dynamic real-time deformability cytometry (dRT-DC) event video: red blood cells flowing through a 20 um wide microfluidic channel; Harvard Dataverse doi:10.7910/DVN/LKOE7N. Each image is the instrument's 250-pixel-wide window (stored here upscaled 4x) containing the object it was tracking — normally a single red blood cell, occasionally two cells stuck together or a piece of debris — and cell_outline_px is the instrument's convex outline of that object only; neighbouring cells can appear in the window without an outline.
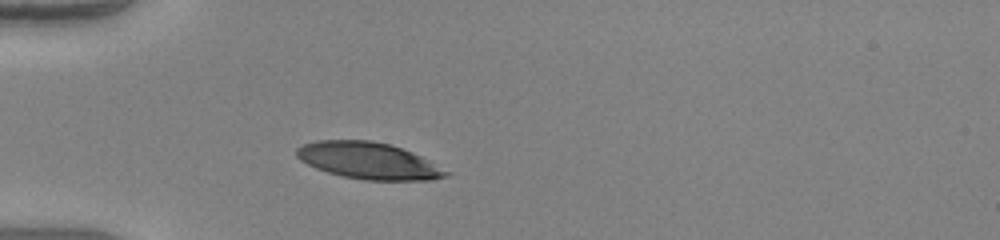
{"species": "human", "species_latin": "Homo sapiens", "temperature_condition": "warm", "stored_images_in_passage": 32, "camera_frame_rate_fps": 3000, "um_per_image_px": 0.085, "donor": {"sex": "female"}, "frame": {"image": 1, "passage_image": 1, "time_ms": 0.0, "image_size_px": [1000, 240], "cell_outline_px": [[452, 172], [448, 176], [432, 180], [364, 180], [344, 176], [328, 172], [316, 168], [300, 160], [296, 156], [296, 148], [304, 144], [316, 140], [372, 140], [388, 144], [412, 152]], "centroid_in_image_um": [31.34, 13.66], "position_along_channel_um": 53.7, "area_um2": 31.85}}
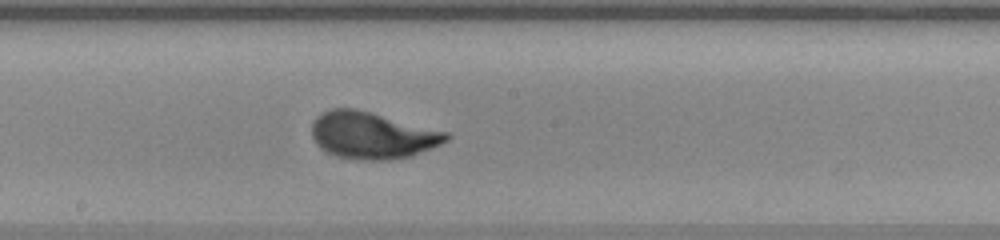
{"frame": {"image": 2, "passage_image": 14, "time_ms": 4.333, "image_size_px": [1000, 240], "cell_outline_px": [[452, 136], [448, 140], [440, 144], [412, 156], [388, 160], [364, 160], [340, 156], [328, 152], [320, 148], [312, 136], [312, 124], [316, 116], [332, 108], [356, 108], [448, 132]], "centroid_in_image_um": [31.65, 11.49], "position_along_channel_um": 216.5, "area_um2": 36.53}}
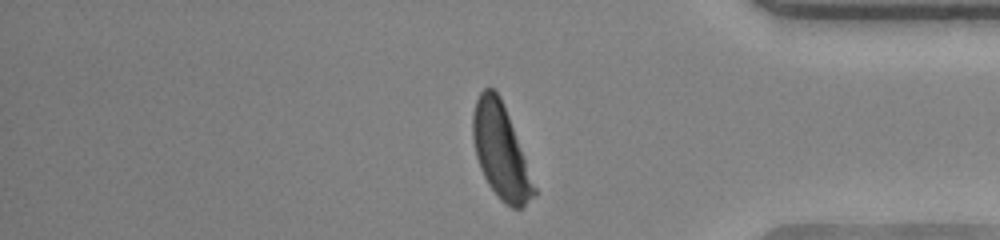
{"frame": {"image": 3, "passage_image": 28, "time_ms": 9.0, "image_size_px": [1000, 240], "cell_outline_px": [[536, 196], [520, 208], [512, 208], [504, 204], [500, 200], [488, 184], [480, 168], [476, 156], [472, 136], [472, 112], [476, 100], [480, 92], [484, 88], [492, 88], [500, 96], [508, 116], [536, 188]], "centroid_in_image_um": [42.53, 12.88], "position_along_channel_um": 392.7, "area_um2": 33.12}, "authors_computed_cell_mechanics": {"area_um2": 34.5933, "velocity_mm_per_s": 4.1161, "shape_relaxation_time_tau1_ms": 2.5661, "shape_relaxation_time_tau2_ms": null, "deformation_change_tau1": 0.1838, "deformation_change_tau2": null}}